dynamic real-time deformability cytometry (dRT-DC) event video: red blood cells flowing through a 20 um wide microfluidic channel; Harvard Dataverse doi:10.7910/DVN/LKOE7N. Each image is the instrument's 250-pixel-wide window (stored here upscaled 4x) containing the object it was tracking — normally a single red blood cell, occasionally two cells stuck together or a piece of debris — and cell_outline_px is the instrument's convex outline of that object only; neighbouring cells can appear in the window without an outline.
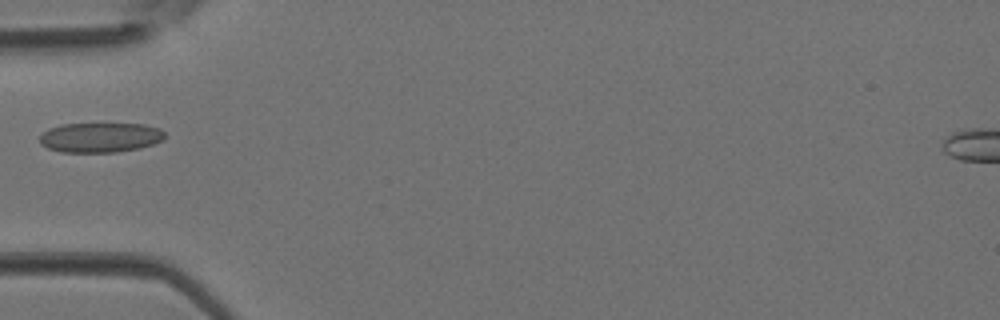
{"species": "Egyptian fruit bat (a non-hibernating species)", "species_latin": "Rousettus aegyptiacus", "temperature_condition": "room temperature", "stored_images_in_passage": 3, "camera_frame_rate_fps": 3000, "um_per_image_px": 0.085, "animal": {"sex": "female"}, "frame": {"image": 1, "passage_image": 3, "time_ms": 0.667, "image_size_px": [1000, 320], "cell_outline_px": [[164, 140], [140, 148], [116, 152], [60, 152], [48, 148], [40, 144], [40, 136], [48, 128], [60, 124], [144, 124], [160, 128], [164, 132]], "centroid_in_image_um": [8.51, 11.68], "position_along_channel_um": 76.5, "area_um2": 21.79}}